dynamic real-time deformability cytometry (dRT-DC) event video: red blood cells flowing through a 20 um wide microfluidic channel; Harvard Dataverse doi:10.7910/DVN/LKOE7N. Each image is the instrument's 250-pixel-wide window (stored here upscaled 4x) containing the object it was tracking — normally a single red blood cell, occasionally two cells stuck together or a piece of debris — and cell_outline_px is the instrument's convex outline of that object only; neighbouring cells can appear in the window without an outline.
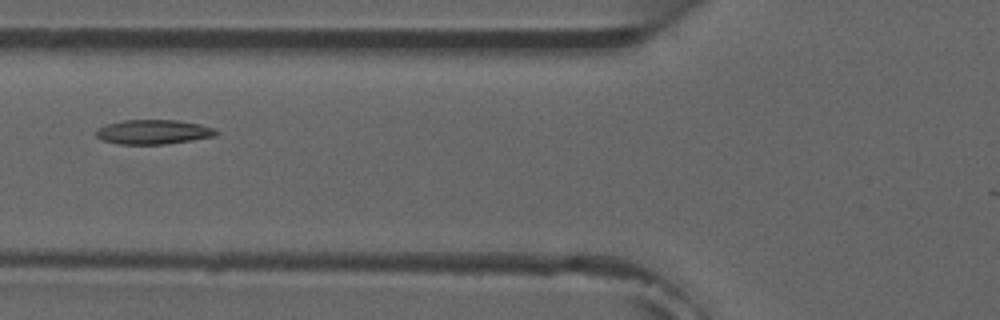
{"species": "common noctule bat (a hibernating species)", "species_latin": "Nyctalus noctula", "temperature_condition": "room temperature", "stored_images_in_passage": 7, "camera_frame_rate_fps": 3000, "um_per_image_px": 0.085, "animal": {"sex": "male", "forearm_length_mm": 52.5}, "frame": {"image": 1, "passage_image": 6, "time_ms": 6.0, "image_size_px": [1000, 320], "cell_outline_px": [[220, 132], [216, 136], [192, 140], [164, 144], [116, 144], [100, 140], [96, 136], [96, 128], [108, 124], [124, 120], [176, 120], [200, 124], [212, 128]], "centroid_in_image_um": [13.01, 11.22], "position_along_channel_um": 112.8, "area_um2": 17.17}}
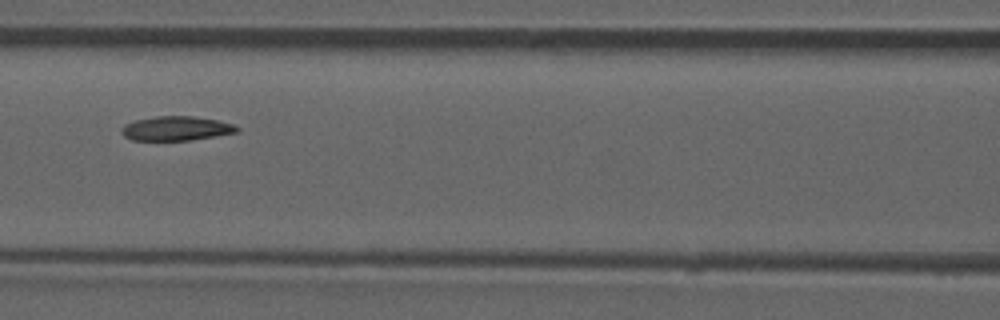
{"frame": {"image": 2, "passage_image": 7, "time_ms": 7.0, "image_size_px": [1000, 320], "cell_outline_px": [[240, 128], [236, 132], [192, 140], [132, 140], [124, 136], [120, 132], [120, 128], [124, 124], [136, 120], [156, 116], [192, 116], [216, 120], [232, 124]], "centroid_in_image_um": [14.92, 10.92], "position_along_channel_um": 151.7, "area_um2": 16.24}}